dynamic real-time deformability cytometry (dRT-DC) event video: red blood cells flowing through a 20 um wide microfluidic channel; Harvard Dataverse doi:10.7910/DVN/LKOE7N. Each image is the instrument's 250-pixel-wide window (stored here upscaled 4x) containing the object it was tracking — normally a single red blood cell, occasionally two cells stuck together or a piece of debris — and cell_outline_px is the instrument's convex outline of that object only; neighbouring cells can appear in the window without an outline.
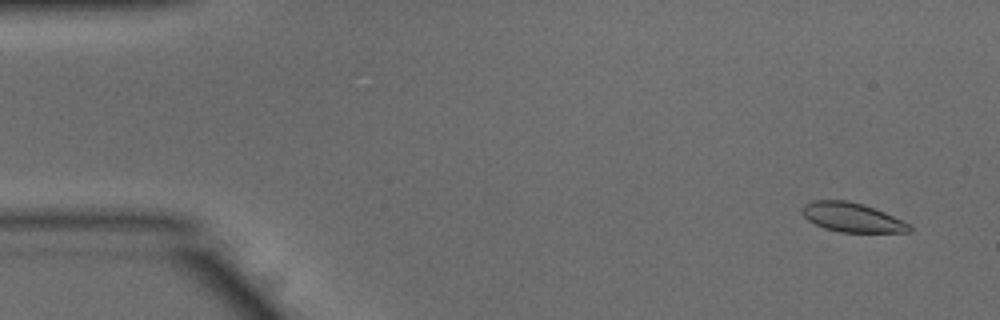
{"species": "common noctule bat (a hibernating species)", "species_latin": "Nyctalus noctula", "temperature_condition": "warm", "stored_images_in_passage": 52, "camera_frame_rate_fps": 3000, "um_per_image_px": 0.085, "animal": {"sex": "male", "body_mass_g": 15.6}, "frame": {"image": 1, "passage_image": 3, "time_ms": 0.667, "image_size_px": [1000, 320], "cell_outline_px": [[912, 232], [840, 232], [824, 228], [808, 220], [800, 212], [804, 204], [812, 200], [848, 200], [864, 204], [884, 212], [912, 224]], "centroid_in_image_um": [72.43, 18.47], "position_along_channel_um": 12.6, "area_um2": 18.44}}
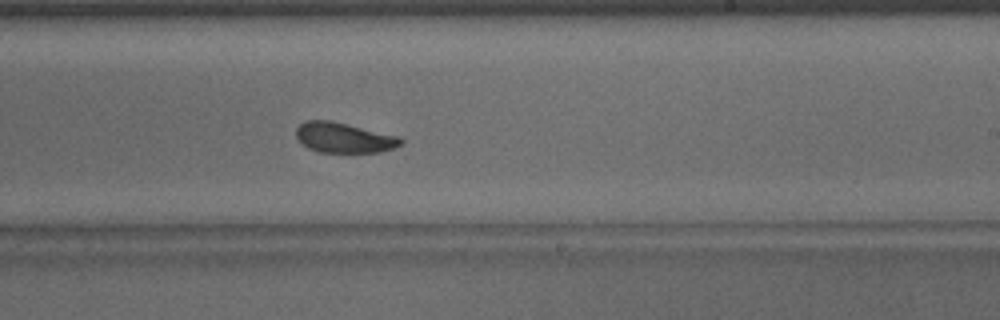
{"frame": {"image": 2, "passage_image": 31, "time_ms": 10.0, "image_size_px": [1000, 320], "cell_outline_px": [[404, 144], [380, 152], [320, 152], [308, 148], [296, 140], [296, 128], [304, 120], [332, 120], [400, 136], [404, 140]], "centroid_in_image_um": [29.23, 11.69], "position_along_channel_um": 259.8, "area_um2": 18.73}}
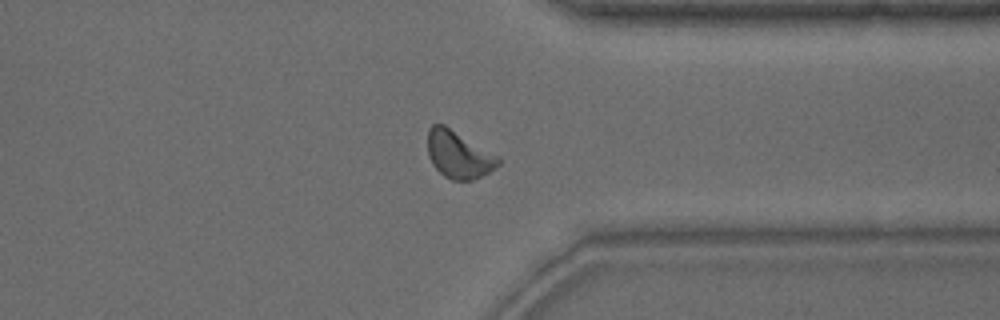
{"frame": {"image": 3, "passage_image": 40, "time_ms": 13.0, "image_size_px": [1000, 320], "cell_outline_px": [[500, 164], [488, 172], [472, 180], [452, 180], [444, 176], [432, 164], [428, 156], [428, 128], [432, 124], [444, 124], [500, 156]], "centroid_in_image_um": [38.98, 13.12], "position_along_channel_um": 372.4, "area_um2": 19.54}, "authors_computed_cell_mechanics": {"area_um2": 18.8428, "velocity_mm_per_s": 3.8657, "shape_relaxation_time_tau1_ms": 3.142, "shape_relaxation_time_tau2_ms": 2.2197, "deformation_change_tau1": 0.1031, "deformation_change_tau2": 0.0734}}